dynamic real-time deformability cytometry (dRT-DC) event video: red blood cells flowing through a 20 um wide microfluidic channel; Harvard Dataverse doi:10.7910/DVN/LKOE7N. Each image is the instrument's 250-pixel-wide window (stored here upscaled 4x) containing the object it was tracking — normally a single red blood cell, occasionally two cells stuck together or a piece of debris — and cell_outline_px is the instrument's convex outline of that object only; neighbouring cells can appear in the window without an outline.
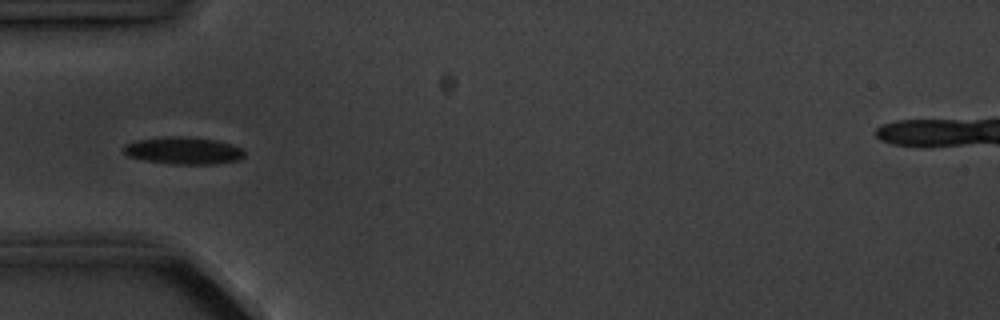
{"species": "common noctule bat (a hibernating species)", "species_latin": "Nyctalus noctula", "temperature_condition": "cold", "stored_images_in_passage": 10, "camera_frame_rate_fps": 3000, "um_per_image_px": 0.085, "animal": {"sex": "male", "body_mass_g": 20.1, "forearm_length_mm": 53.5}, "frame": {"image": 1, "passage_image": 4, "time_ms": 3.333, "image_size_px": [1000, 320], "cell_outline_px": [[244, 156], [240, 160], [216, 164], [172, 164], [144, 160], [128, 156], [124, 152], [124, 144], [136, 140], [164, 136], [188, 136], [216, 140], [232, 144], [240, 148], [244, 152]], "centroid_in_image_um": [15.59, 12.79], "position_along_channel_um": 69.4, "area_um2": 19.36}}